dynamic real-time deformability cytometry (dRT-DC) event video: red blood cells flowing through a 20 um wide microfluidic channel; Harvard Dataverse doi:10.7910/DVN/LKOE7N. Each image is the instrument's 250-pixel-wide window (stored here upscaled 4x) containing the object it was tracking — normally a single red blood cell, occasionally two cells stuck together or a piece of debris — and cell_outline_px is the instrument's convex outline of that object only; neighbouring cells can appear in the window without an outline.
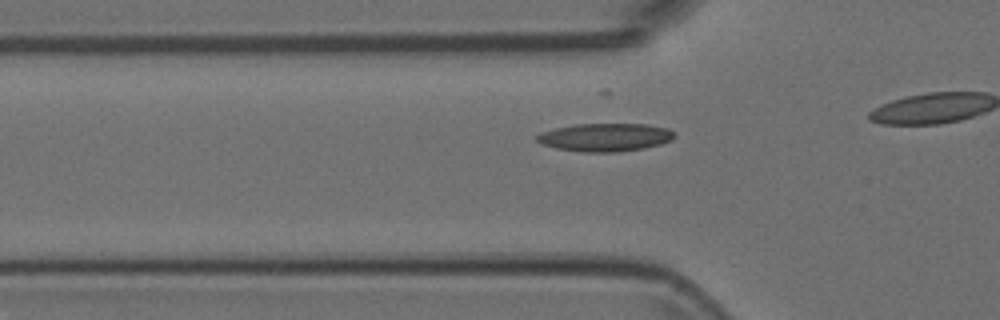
{"species": "Egyptian fruit bat (a non-hibernating species)", "species_latin": "Rousettus aegyptiacus", "temperature_condition": "room temperature", "stored_images_in_passage": 22, "camera_frame_rate_fps": 3000, "um_per_image_px": 0.085, "animal": {"sex": "female"}, "frame": {"image": 1, "passage_image": 7, "time_ms": 2.0, "image_size_px": [1000, 320], "cell_outline_px": [[676, 136], [672, 140], [660, 144], [644, 148], [616, 152], [584, 152], [556, 148], [540, 144], [536, 140], [536, 136], [540, 132], [556, 128], [576, 124], [648, 124], [668, 128], [676, 132]], "centroid_in_image_um": [51.46, 11.67], "position_along_channel_um": 74.3, "area_um2": 22.66}}
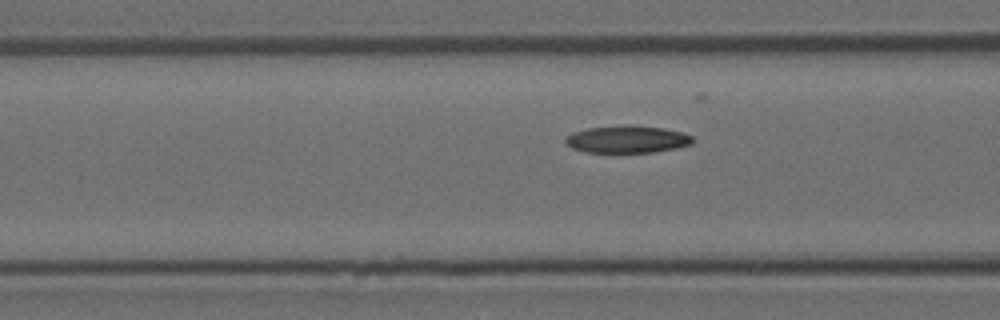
{"frame": {"image": 2, "passage_image": 10, "time_ms": 3.0, "image_size_px": [1000, 320], "cell_outline_px": [[692, 144], [676, 148], [656, 152], [584, 152], [572, 148], [564, 140], [564, 136], [572, 132], [588, 128], [624, 124], [628, 124], [664, 128], [684, 132], [692, 136]], "centroid_in_image_um": [53.3, 11.82], "position_along_channel_um": 113.3, "area_um2": 20.52}}